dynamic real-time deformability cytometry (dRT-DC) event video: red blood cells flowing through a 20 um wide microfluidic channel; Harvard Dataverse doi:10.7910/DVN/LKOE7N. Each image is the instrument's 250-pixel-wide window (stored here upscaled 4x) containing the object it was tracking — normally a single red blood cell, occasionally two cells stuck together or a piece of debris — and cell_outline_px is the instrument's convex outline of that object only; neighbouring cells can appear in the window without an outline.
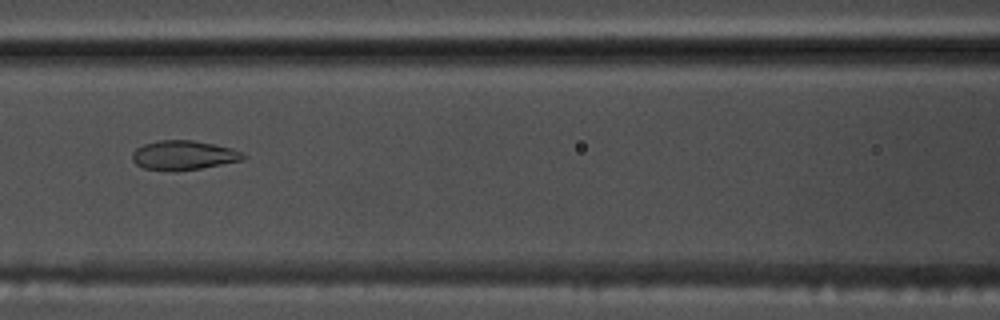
{"species": "common noctule bat (a hibernating species)", "species_latin": "Nyctalus noctula", "temperature_condition": "warm", "stored_images_in_passage": 40, "camera_frame_rate_fps": 3000, "um_per_image_px": 0.085, "animal": {"sex": "male", "body_mass_g": 17.5, "forearm_length_mm": 52.3}, "frame": {"image": 1, "passage_image": 10, "time_ms": 3.0, "image_size_px": [1000, 320], "cell_outline_px": [[248, 156], [244, 160], [200, 168], [144, 168], [136, 164], [132, 160], [132, 152], [136, 148], [144, 144], [160, 140], [192, 140], [212, 144], [228, 148], [240, 152]], "centroid_in_image_um": [15.61, 13.15], "position_along_channel_um": 151.0, "area_um2": 18.09}}
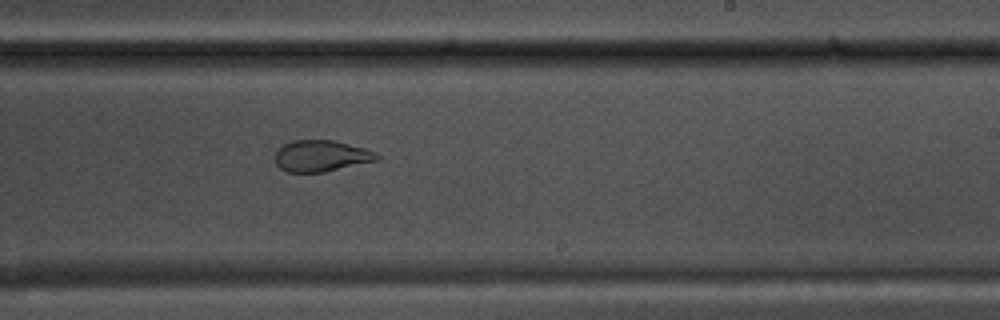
{"frame": {"image": 2, "passage_image": 19, "time_ms": 6.0, "image_size_px": [1000, 320], "cell_outline_px": [[380, 156], [376, 160], [324, 172], [288, 172], [280, 168], [276, 164], [276, 152], [284, 144], [292, 140], [332, 140], [364, 148]], "centroid_in_image_um": [27.26, 13.25], "position_along_channel_um": 261.7, "area_um2": 18.21}}
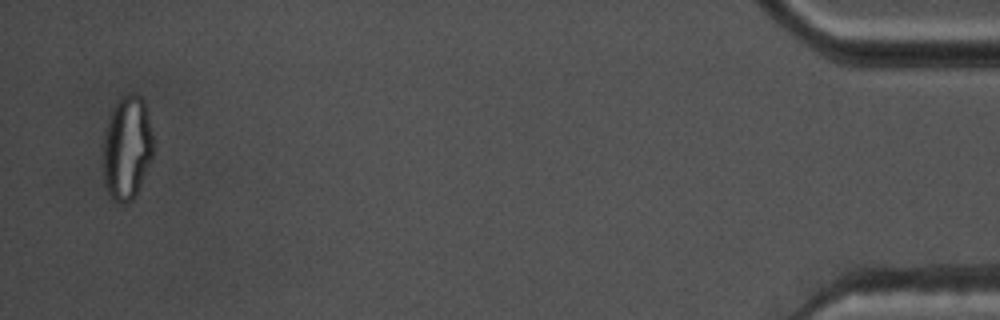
{"frame": {"image": 3, "passage_image": 39, "time_ms": 12.667, "image_size_px": [1000, 320], "cell_outline_px": [[152, 156], [140, 184], [132, 200], [124, 204], [120, 204], [112, 200], [104, 184], [104, 132], [112, 108], [120, 96], [128, 92], [132, 92], [140, 96], [144, 100], [152, 132]], "centroid_in_image_um": [10.78, 12.53], "position_along_channel_um": 424.4, "area_um2": 30.29}, "authors_computed_cell_mechanics": {"area_um2": 20.3745, "velocity_mm_per_s": 3.7113, "shape_relaxation_time_tau1_ms": null, "shape_relaxation_time_tau2_ms": 1.3725, "deformation_change_tau1": null, "deformation_change_tau2": 0.0725}}